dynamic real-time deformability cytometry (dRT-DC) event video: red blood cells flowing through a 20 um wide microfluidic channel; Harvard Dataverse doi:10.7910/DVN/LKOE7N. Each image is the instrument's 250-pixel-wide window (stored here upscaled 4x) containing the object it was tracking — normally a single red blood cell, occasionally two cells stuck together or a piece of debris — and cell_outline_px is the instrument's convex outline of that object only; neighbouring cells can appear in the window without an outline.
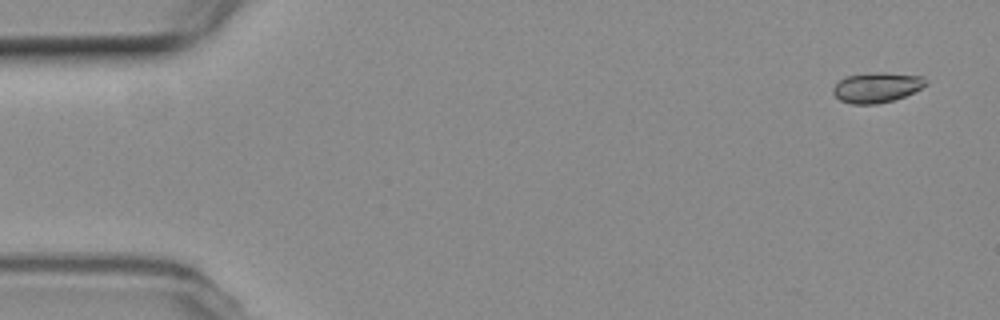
{"species": "common noctule bat (a hibernating species)", "species_latin": "Nyctalus noctula", "temperature_condition": "room temperature", "stored_images_in_passage": 5, "camera_frame_rate_fps": 3000, "um_per_image_px": 0.085, "animal": {"sex": "female", "body_mass_g": 19.3, "forearm_length_mm": 54.1}, "frame": {"image": 1, "passage_image": 1, "time_ms": 0.0, "image_size_px": [1000, 320], "cell_outline_px": [[928, 84], [904, 96], [892, 100], [876, 104], [852, 104], [840, 100], [832, 92], [832, 88], [844, 76], [880, 72], [888, 72], [924, 76], [928, 80]], "centroid_in_image_um": [74.54, 7.42], "position_along_channel_um": 10.5, "area_um2": 16.3}}
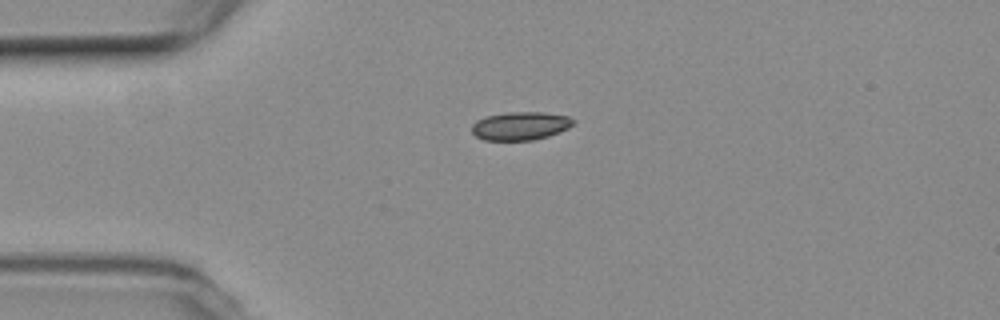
{"frame": {"image": 2, "passage_image": 3, "time_ms": 3.667, "image_size_px": [1000, 320], "cell_outline_px": [[576, 120], [568, 128], [560, 132], [548, 136], [532, 140], [484, 140], [476, 136], [472, 132], [472, 124], [476, 120], [484, 116], [504, 112], [544, 112], [568, 116]], "centroid_in_image_um": [44.22, 10.69], "position_along_channel_um": 40.8, "area_um2": 16.88}}
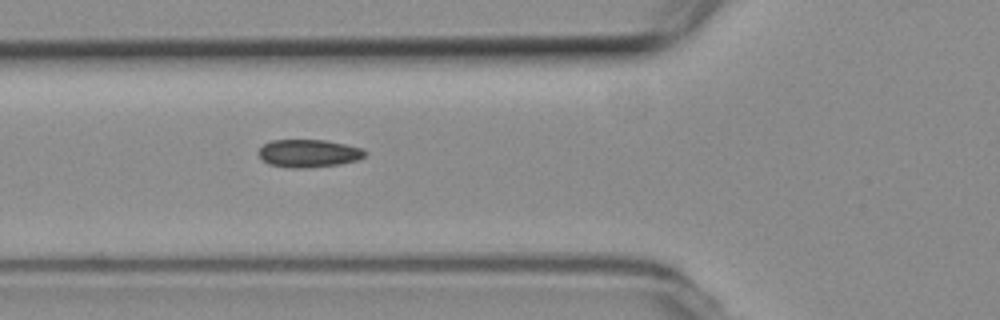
{"frame": {"image": 3, "passage_image": 5, "time_ms": 6.0, "image_size_px": [1000, 320], "cell_outline_px": [[368, 152], [364, 156], [356, 160], [340, 164], [300, 168], [292, 168], [268, 164], [260, 156], [260, 148], [264, 144], [272, 140], [328, 140], [360, 148]], "centroid_in_image_um": [26.24, 13.03], "position_along_channel_um": 99.6, "area_um2": 16.99}}